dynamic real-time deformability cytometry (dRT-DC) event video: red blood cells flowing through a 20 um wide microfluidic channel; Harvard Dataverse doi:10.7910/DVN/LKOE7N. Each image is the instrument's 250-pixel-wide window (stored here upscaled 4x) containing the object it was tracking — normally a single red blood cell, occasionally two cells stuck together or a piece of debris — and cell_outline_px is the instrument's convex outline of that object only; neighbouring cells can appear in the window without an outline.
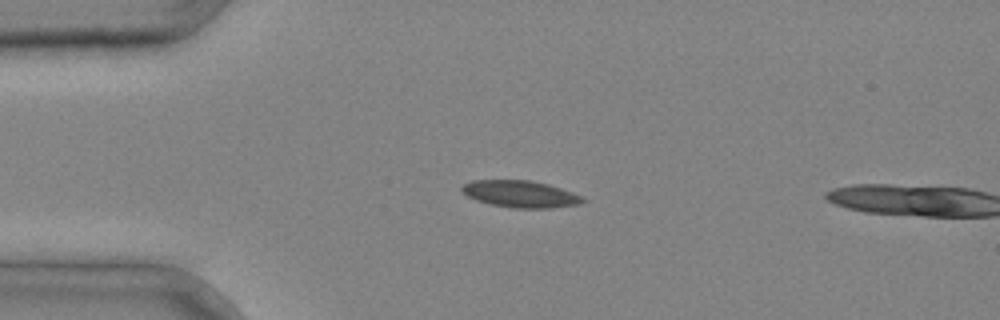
{"species": "common noctule bat (a hibernating species)", "species_latin": "Nyctalus noctula", "temperature_condition": "cold", "stored_images_in_passage": 3, "camera_frame_rate_fps": 3000, "um_per_image_px": 0.085, "animal": {"sex": "male", "body_mass_g": 20.4}, "frame": {"image": 1, "passage_image": 2, "time_ms": 0.333, "image_size_px": [1000, 320], "cell_outline_px": [[584, 200], [580, 204], [552, 208], [512, 208], [488, 204], [476, 200], [460, 192], [460, 188], [464, 184], [472, 180], [528, 180], [548, 184], [572, 192], [580, 196]], "centroid_in_image_um": [44.18, 16.49], "position_along_channel_um": 40.8, "area_um2": 18.96}}